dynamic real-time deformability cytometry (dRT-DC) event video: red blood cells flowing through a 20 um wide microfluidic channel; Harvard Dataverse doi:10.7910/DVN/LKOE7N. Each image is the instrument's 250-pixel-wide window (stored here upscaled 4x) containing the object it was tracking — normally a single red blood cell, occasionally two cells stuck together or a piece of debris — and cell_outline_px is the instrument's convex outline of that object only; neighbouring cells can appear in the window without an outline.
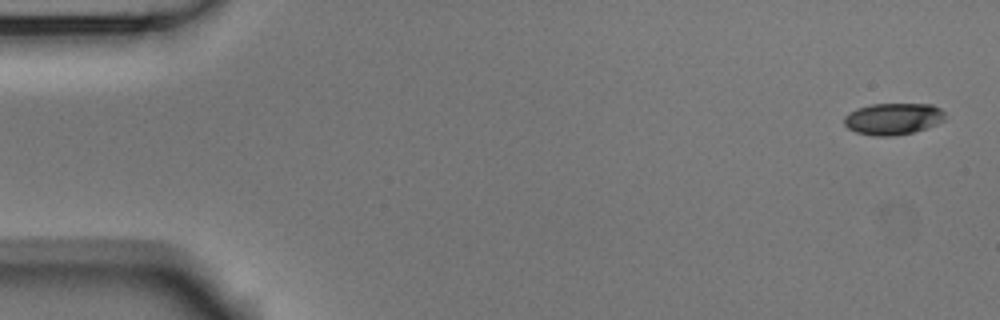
{"species": "Egyptian fruit bat (a non-hibernating species)", "species_latin": "Rousettus aegyptiacus", "temperature_condition": "room temperature", "stored_images_in_passage": 9, "camera_frame_rate_fps": 3000, "um_per_image_px": 0.085, "animal": {"sex": "male"}, "frame": {"image": 1, "passage_image": 1, "time_ms": 0.0, "image_size_px": [1000, 320], "cell_outline_px": [[944, 120], [928, 128], [912, 132], [892, 136], [876, 136], [856, 132], [848, 128], [844, 124], [844, 116], [848, 112], [856, 108], [872, 104], [932, 104], [940, 108], [944, 112]], "centroid_in_image_um": [75.89, 10.09], "position_along_channel_um": 9.1, "area_um2": 18.67}}
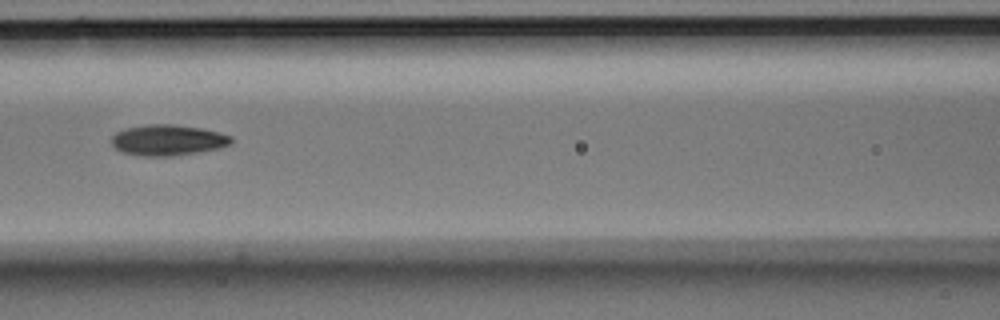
{"frame": {"image": 2, "passage_image": 6, "time_ms": 1.667, "image_size_px": [1000, 320], "cell_outline_px": [[232, 144], [216, 148], [196, 152], [172, 156], [140, 156], [120, 152], [112, 144], [112, 136], [116, 132], [124, 128], [144, 124], [172, 124], [200, 128], [220, 132], [232, 136]], "centroid_in_image_um": [14.23, 11.9], "position_along_channel_um": 152.4, "area_um2": 21.56}}
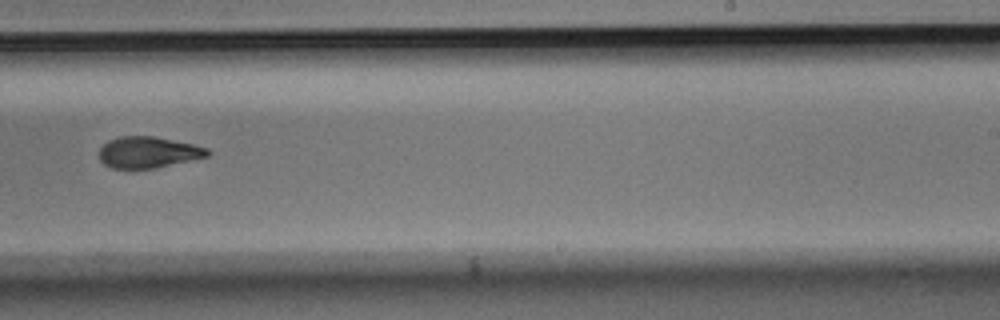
{"frame": {"image": 3, "passage_image": 9, "time_ms": 2.667, "image_size_px": [1000, 320], "cell_outline_px": [[212, 152], [208, 156], [152, 168], [112, 168], [104, 164], [100, 160], [100, 148], [108, 140], [120, 136], [152, 136], [196, 144], [208, 148]], "centroid_in_image_um": [12.61, 12.93], "position_along_channel_um": 276.4, "area_um2": 19.59}}